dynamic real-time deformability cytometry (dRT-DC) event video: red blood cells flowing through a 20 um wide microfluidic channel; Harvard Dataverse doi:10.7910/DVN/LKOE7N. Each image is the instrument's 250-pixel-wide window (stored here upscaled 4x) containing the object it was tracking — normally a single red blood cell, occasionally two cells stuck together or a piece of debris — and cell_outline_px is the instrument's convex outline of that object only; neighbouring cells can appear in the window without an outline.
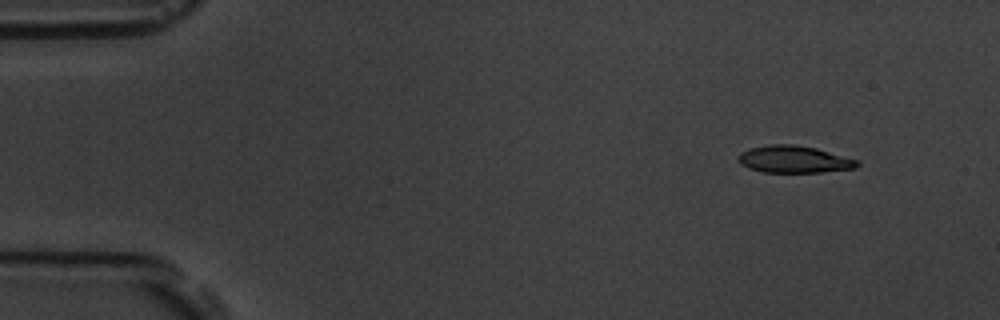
{"species": "common noctule bat (a hibernating species)", "species_latin": "Nyctalus noctula", "temperature_condition": "room temperature", "stored_images_in_passage": 6, "camera_frame_rate_fps": 3000, "um_per_image_px": 0.085, "animal": {"sex": "male", "body_mass_g": 19.5, "forearm_length_mm": 54.6}, "frame": {"image": 1, "passage_image": 2, "time_ms": 1.333, "image_size_px": [1000, 320], "cell_outline_px": [[860, 164], [856, 168], [820, 172], [764, 172], [748, 168], [740, 164], [736, 160], [736, 156], [740, 152], [748, 148], [768, 144], [796, 144], [816, 148], [860, 160]], "centroid_in_image_um": [67.46, 13.53], "position_along_channel_um": 17.5, "area_um2": 19.13}}
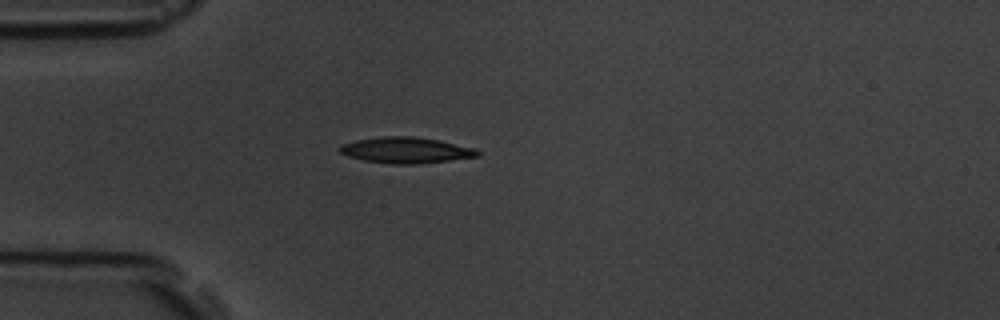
{"frame": {"image": 2, "passage_image": 5, "time_ms": 4.667, "image_size_px": [1000, 320], "cell_outline_px": [[480, 156], [420, 164], [392, 164], [364, 160], [348, 156], [340, 152], [336, 148], [344, 144], [356, 140], [380, 136], [416, 136], [440, 140], [476, 148], [480, 152]], "centroid_in_image_um": [34.54, 12.76], "position_along_channel_um": 50.5, "area_um2": 21.04}}